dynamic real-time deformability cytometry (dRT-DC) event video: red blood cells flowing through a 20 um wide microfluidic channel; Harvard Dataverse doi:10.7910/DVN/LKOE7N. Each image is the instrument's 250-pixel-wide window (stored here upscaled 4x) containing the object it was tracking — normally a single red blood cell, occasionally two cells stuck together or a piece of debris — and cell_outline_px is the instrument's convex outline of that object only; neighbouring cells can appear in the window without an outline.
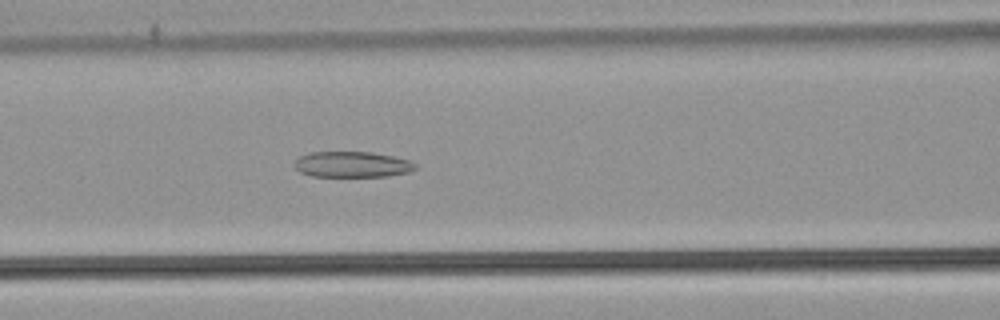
{"species": "common noctule bat (a hibernating species)", "species_latin": "Nyctalus noctula", "temperature_condition": "warm", "stored_images_in_passage": 54, "camera_frame_rate_fps": 3000, "um_per_image_px": 0.085, "animal": {"sex": "male", "body_mass_g": 21.5, "forearm_length_mm": 52.0}, "frame": {"image": 1, "passage_image": 24, "time_ms": 7.667, "image_size_px": [1000, 320], "cell_outline_px": [[416, 168], [408, 172], [388, 176], [312, 176], [300, 172], [296, 168], [296, 160], [300, 156], [308, 152], [368, 152], [392, 156], [408, 160], [416, 164]], "centroid_in_image_um": [29.92, 13.97], "position_along_channel_um": 136.7, "area_um2": 17.92}}
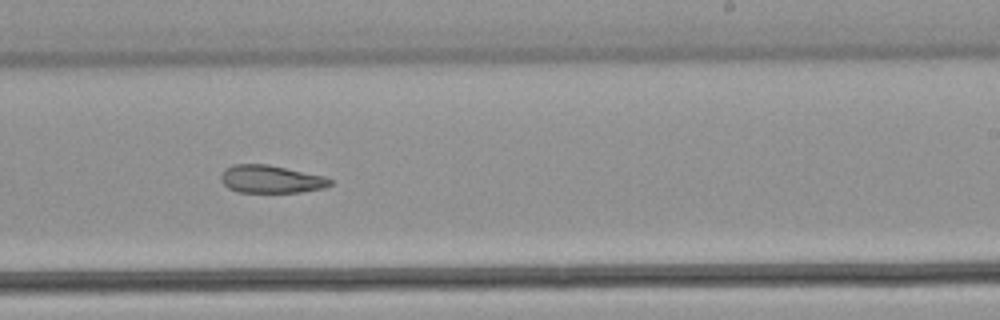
{"frame": {"image": 2, "passage_image": 34, "time_ms": 11.0, "image_size_px": [1000, 320], "cell_outline_px": [[332, 184], [324, 188], [300, 192], [236, 192], [228, 188], [220, 180], [220, 176], [224, 168], [232, 164], [268, 164], [324, 176], [332, 180]], "centroid_in_image_um": [22.99, 15.22], "position_along_channel_um": 266.0, "area_um2": 17.8}}
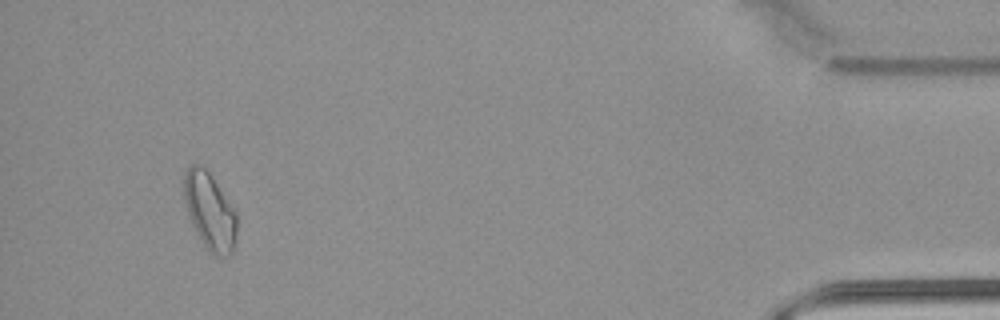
{"frame": {"image": 3, "passage_image": 51, "time_ms": 16.667, "image_size_px": [1000, 320], "cell_outline_px": [[236, 240], [232, 252], [228, 256], [212, 256], [196, 232], [188, 216], [184, 200], [184, 172], [192, 164], [200, 164], [208, 172], [236, 212]], "centroid_in_image_um": [17.82, 17.98], "position_along_channel_um": 417.4, "area_um2": 23.47}, "authors_computed_cell_mechanics": {"area_um2": 21.9351, "velocity_mm_per_s": 3.8852, "shape_relaxation_time_tau1_ms": null, "shape_relaxation_time_tau2_ms": 4.621, "deformation_change_tau1": null, "deformation_change_tau2": 0.1071}}